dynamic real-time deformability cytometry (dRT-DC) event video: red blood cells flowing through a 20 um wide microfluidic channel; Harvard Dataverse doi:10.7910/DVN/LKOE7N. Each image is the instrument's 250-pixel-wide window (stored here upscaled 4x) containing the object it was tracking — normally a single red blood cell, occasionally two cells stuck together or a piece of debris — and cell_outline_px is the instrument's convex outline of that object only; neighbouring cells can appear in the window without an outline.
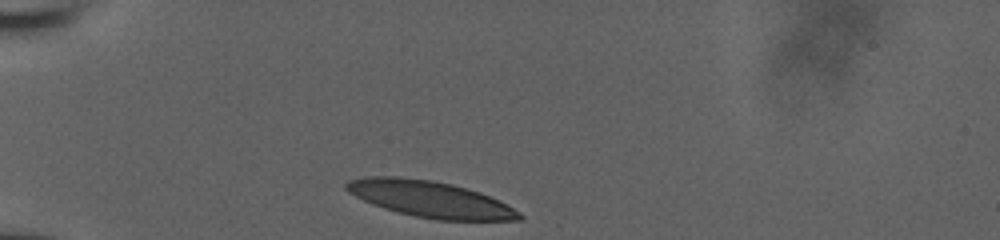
{"species": "human", "species_latin": "Homo sapiens", "temperature_condition": "room temperature", "stored_images_in_passage": 26, "camera_frame_rate_fps": 3000, "um_per_image_px": 0.085, "donor": {"sex": "male"}, "frame": {"image": 1, "passage_image": 1, "time_ms": 0.0, "image_size_px": [1000, 240], "cell_outline_px": [[524, 220], [436, 220], [416, 216], [384, 208], [372, 204], [348, 192], [344, 188], [344, 184], [348, 180], [364, 176], [400, 176], [432, 180], [452, 184], [468, 188], [480, 192], [500, 200], [508, 204], [520, 212], [524, 216]], "centroid_in_image_um": [36.58, 16.91], "position_along_channel_um": 48.4, "area_um2": 36.82}}
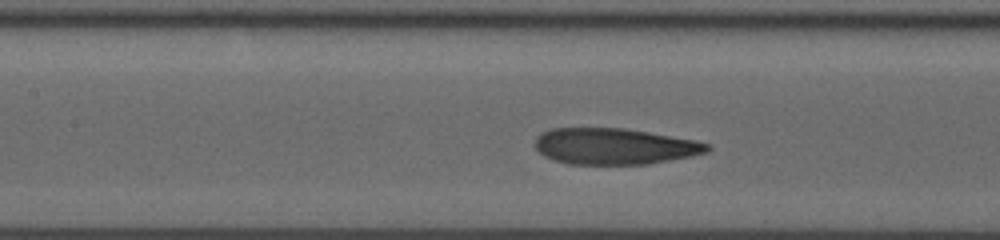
{"frame": {"image": 2, "passage_image": 18, "time_ms": 3.667, "image_size_px": [1000, 240], "cell_outline_px": [[712, 148], [708, 152], [692, 156], [648, 164], [568, 164], [552, 160], [544, 156], [536, 148], [536, 136], [540, 132], [552, 128], [624, 128], [696, 140], [712, 144]], "centroid_in_image_um": [52.25, 12.44], "position_along_channel_um": 155.2, "area_um2": 36.59}}
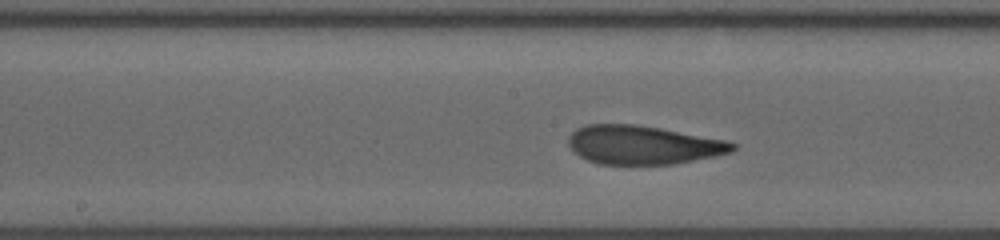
{"frame": {"image": 3, "passage_image": 22, "time_ms": 4.667, "image_size_px": [1000, 240], "cell_outline_px": [[736, 148], [732, 152], [716, 156], [676, 164], [600, 164], [588, 160], [580, 156], [568, 144], [568, 136], [576, 128], [588, 124], [632, 124], [660, 128], [728, 140], [736, 144]], "centroid_in_image_um": [54.69, 12.32], "position_along_channel_um": 193.5, "area_um2": 37.11}}